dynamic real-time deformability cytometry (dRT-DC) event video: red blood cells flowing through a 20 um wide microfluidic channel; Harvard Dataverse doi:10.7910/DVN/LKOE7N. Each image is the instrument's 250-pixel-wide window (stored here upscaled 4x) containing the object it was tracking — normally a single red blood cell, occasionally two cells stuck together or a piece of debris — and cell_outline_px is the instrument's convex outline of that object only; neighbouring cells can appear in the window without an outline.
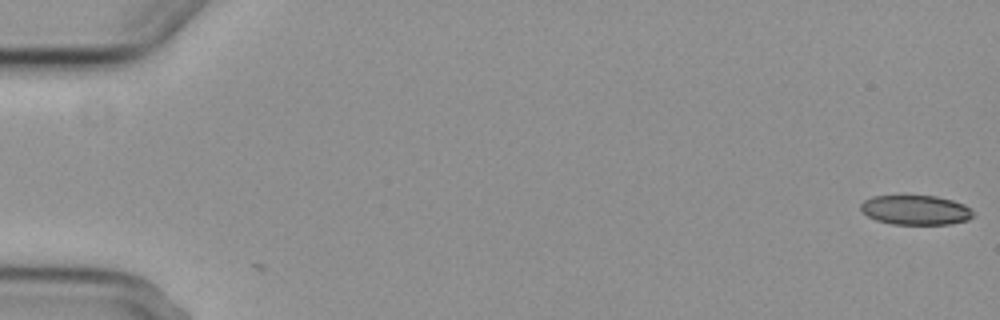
{"species": "common noctule bat (a hibernating species)", "species_latin": "Nyctalus noctula", "temperature_condition": "cold", "stored_images_in_passage": 6, "camera_frame_rate_fps": 3000, "um_per_image_px": 0.085, "animal": {"sex": "female", "body_mass_g": 29.2, "forearm_length_mm": 56.3}, "frame": {"image": 1, "passage_image": 1, "time_ms": 0.0, "image_size_px": [1000, 320], "cell_outline_px": [[976, 216], [968, 220], [952, 224], [892, 224], [876, 220], [860, 212], [860, 204], [864, 200], [872, 196], [936, 196], [952, 200], [964, 204], [972, 208], [976, 212]], "centroid_in_image_um": [77.87, 17.86], "position_along_channel_um": 7.1, "area_um2": 19.71}}
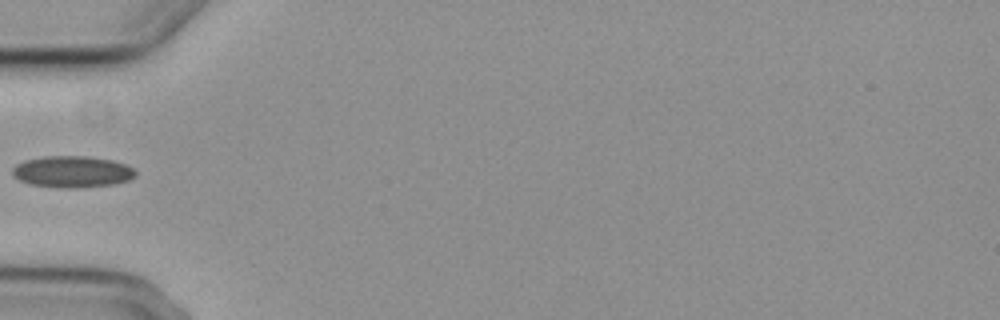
{"frame": {"image": 2, "passage_image": 5, "time_ms": 6.333, "image_size_px": [1000, 320], "cell_outline_px": [[136, 176], [128, 180], [116, 184], [80, 188], [56, 188], [32, 184], [20, 180], [12, 176], [12, 168], [16, 164], [24, 160], [44, 156], [84, 156], [112, 160], [124, 164], [132, 168], [136, 172]], "centroid_in_image_um": [6.12, 14.6], "position_along_channel_um": 78.9, "area_um2": 22.77}}
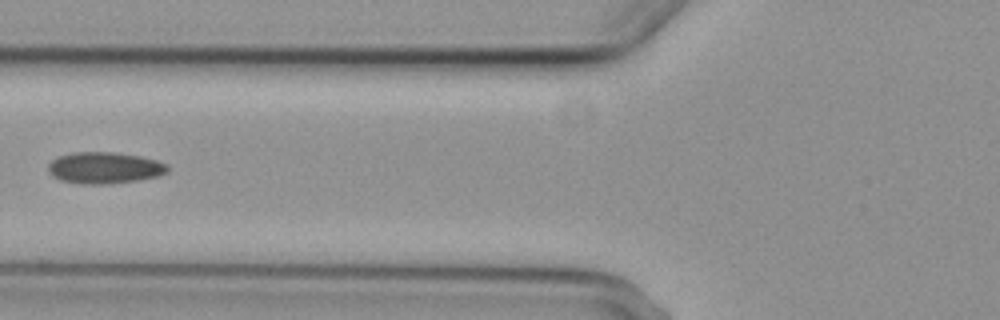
{"frame": {"image": 3, "passage_image": 6, "time_ms": 7.333, "image_size_px": [1000, 320], "cell_outline_px": [[168, 172], [160, 176], [112, 184], [84, 184], [60, 180], [52, 176], [48, 172], [48, 164], [52, 160], [60, 156], [72, 152], [112, 152], [140, 156], [156, 160], [168, 164]], "centroid_in_image_um": [8.89, 14.27], "position_along_channel_um": 116.9, "area_um2": 22.02}}